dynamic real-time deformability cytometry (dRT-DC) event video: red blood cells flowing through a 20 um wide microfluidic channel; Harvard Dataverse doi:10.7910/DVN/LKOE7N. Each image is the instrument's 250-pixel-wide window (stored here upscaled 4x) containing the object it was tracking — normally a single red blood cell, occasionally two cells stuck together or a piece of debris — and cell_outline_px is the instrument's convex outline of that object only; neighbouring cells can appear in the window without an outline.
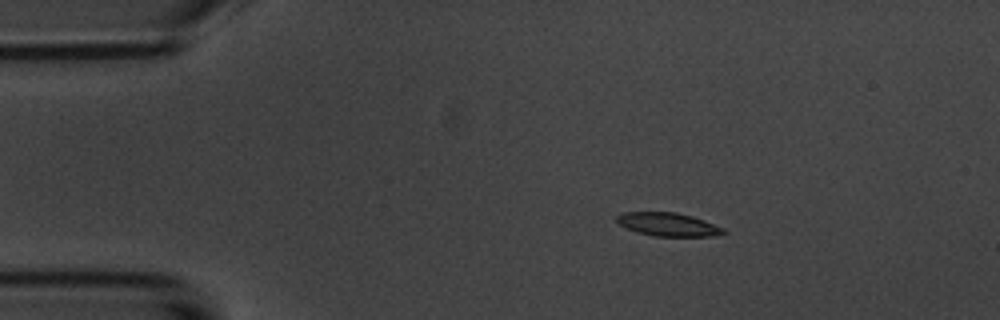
{"species": "common noctule bat (a hibernating species)", "species_latin": "Nyctalus noctula", "temperature_condition": "room temperature", "stored_images_in_passage": 5, "camera_frame_rate_fps": 3000, "um_per_image_px": 0.085, "animal": {"sex": "male", "body_mass_g": 20.1, "forearm_length_mm": 53.5}, "frame": {"image": 1, "passage_image": 2, "time_ms": 2.0, "image_size_px": [1000, 320], "cell_outline_px": [[728, 232], [712, 236], [652, 236], [636, 232], [620, 224], [616, 220], [616, 216], [624, 212], [676, 212], [692, 216], [704, 220], [724, 228]], "centroid_in_image_um": [56.8, 19.07], "position_along_channel_um": 28.2, "area_um2": 14.51}}